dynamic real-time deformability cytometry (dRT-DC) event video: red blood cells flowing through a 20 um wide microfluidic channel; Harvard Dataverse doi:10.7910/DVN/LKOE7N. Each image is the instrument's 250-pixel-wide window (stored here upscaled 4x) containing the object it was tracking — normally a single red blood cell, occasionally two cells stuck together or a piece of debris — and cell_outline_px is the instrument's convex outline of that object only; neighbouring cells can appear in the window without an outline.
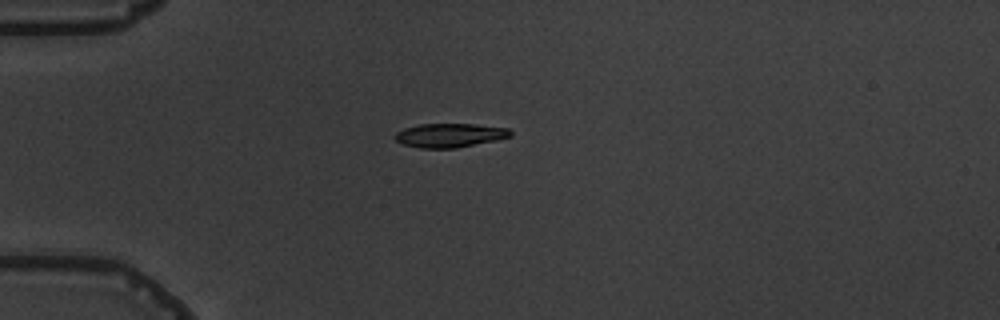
{"species": "common noctule bat (a hibernating species)", "species_latin": "Nyctalus noctula", "temperature_condition": "warm", "stored_images_in_passage": 3, "camera_frame_rate_fps": 3000, "um_per_image_px": 0.085, "animal": {"sex": "male", "body_mass_g": 19.5, "forearm_length_mm": 54.6}, "frame": {"image": 1, "passage_image": 1, "time_ms": 0.0, "image_size_px": [1000, 320], "cell_outline_px": [[512, 136], [496, 140], [456, 148], [420, 148], [404, 144], [396, 140], [392, 136], [396, 132], [404, 128], [420, 124], [476, 124], [508, 128], [512, 132]], "centroid_in_image_um": [38.22, 11.5], "position_along_channel_um": 46.8, "area_um2": 16.13}}
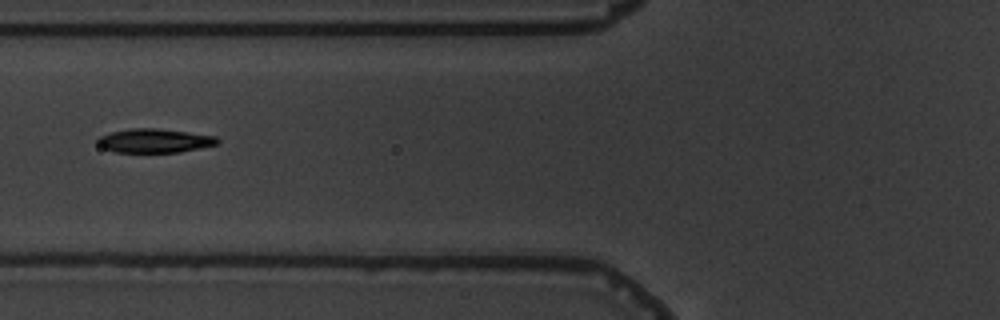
{"frame": {"image": 2, "passage_image": 3, "time_ms": 2.333, "image_size_px": [1000, 320], "cell_outline_px": [[220, 144], [180, 152], [116, 152], [104, 148], [96, 140], [100, 136], [112, 132], [132, 128], [156, 128], [188, 132], [216, 136], [220, 140]], "centroid_in_image_um": [13.2, 11.96], "position_along_channel_um": 112.6, "area_um2": 16.65}}